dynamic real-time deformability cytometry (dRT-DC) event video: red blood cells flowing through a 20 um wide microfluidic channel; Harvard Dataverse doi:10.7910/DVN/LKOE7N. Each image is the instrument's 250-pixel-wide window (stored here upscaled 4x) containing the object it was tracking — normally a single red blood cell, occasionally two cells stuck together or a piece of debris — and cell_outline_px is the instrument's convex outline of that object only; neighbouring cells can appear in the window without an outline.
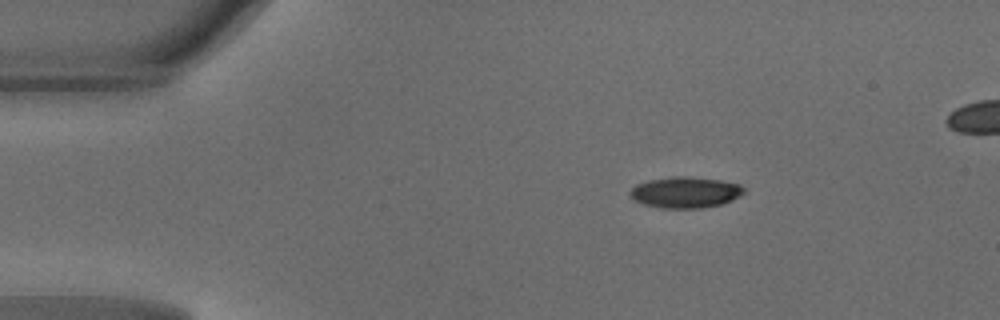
{"species": "common noctule bat (a hibernating species)", "species_latin": "Nyctalus noctula", "temperature_condition": "warm", "stored_images_in_passage": 40, "camera_frame_rate_fps": 3000, "um_per_image_px": 0.085, "animal": {"sex": "male", "body_mass_g": 18.8}, "frame": {"image": 1, "passage_image": 1, "time_ms": 0.0, "image_size_px": [1000, 320], "cell_outline_px": [[744, 192], [740, 196], [732, 200], [720, 204], [700, 208], [660, 208], [644, 204], [628, 196], [628, 192], [636, 184], [648, 180], [676, 176], [688, 176], [720, 180], [740, 184], [744, 188]], "centroid_in_image_um": [58.23, 16.34], "position_along_channel_um": 26.8, "area_um2": 20.63}}
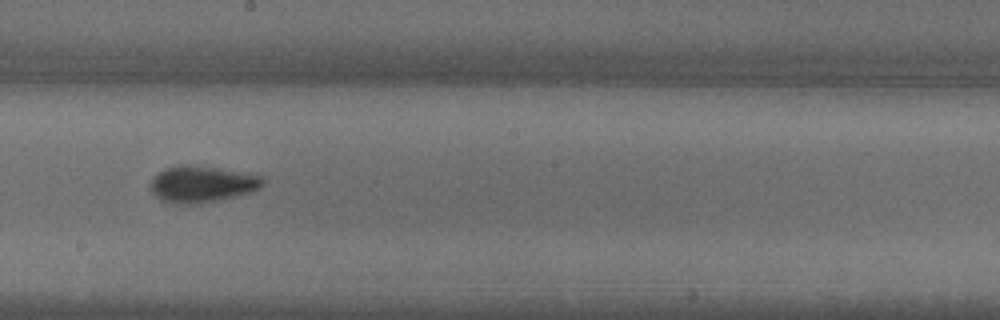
{"frame": {"image": 2, "passage_image": 20, "time_ms": 6.333, "image_size_px": [1000, 320], "cell_outline_px": [[264, 184], [260, 188], [252, 192], [200, 204], [176, 204], [160, 200], [152, 192], [152, 180], [160, 172], [168, 168], [180, 164], [184, 164], [256, 172], [264, 176]], "centroid_in_image_um": [17.28, 15.64], "position_along_channel_um": 230.9, "area_um2": 24.22}}
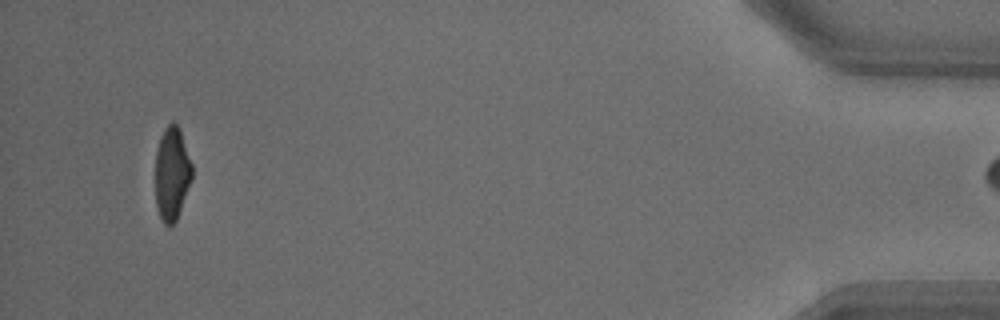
{"frame": {"image": 3, "passage_image": 39, "time_ms": 12.667, "image_size_px": [1000, 320], "cell_outline_px": [[192, 180], [176, 220], [168, 228], [164, 224], [160, 216], [156, 204], [156, 152], [160, 136], [164, 128], [172, 120], [180, 128], [192, 164]], "centroid_in_image_um": [14.62, 14.73], "position_along_channel_um": 420.6, "area_um2": 20.06}}